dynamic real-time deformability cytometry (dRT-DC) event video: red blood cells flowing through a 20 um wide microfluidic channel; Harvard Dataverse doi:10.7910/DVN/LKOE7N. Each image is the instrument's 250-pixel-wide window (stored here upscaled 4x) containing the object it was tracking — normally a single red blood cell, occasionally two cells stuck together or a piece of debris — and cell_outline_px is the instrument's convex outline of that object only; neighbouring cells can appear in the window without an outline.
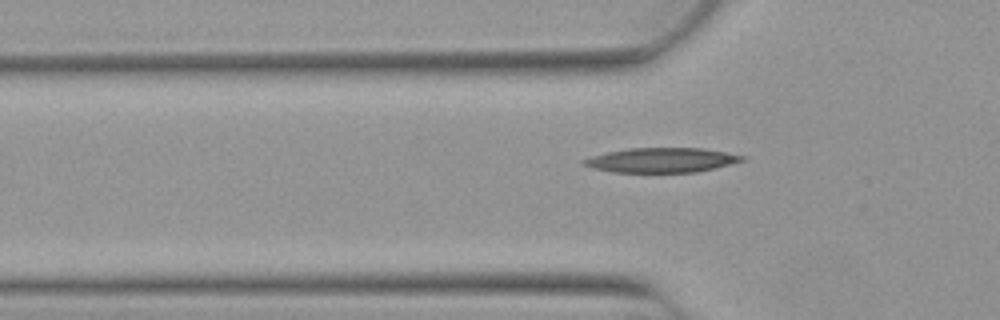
{"species": "Egyptian fruit bat (a non-hibernating species)", "species_latin": "Rousettus aegyptiacus", "temperature_condition": "warm", "stored_images_in_passage": 36, "camera_frame_rate_fps": 3000, "um_per_image_px": 0.085, "animal": {"sex": "female"}, "frame": {"image": 1, "passage_image": 3, "time_ms": 0.667, "image_size_px": [1000, 320], "cell_outline_px": [[748, 156], [744, 160], [696, 172], [612, 172], [592, 168], [580, 164], [580, 160], [592, 156], [608, 152], [628, 148], [704, 148]], "centroid_in_image_um": [56.19, 13.6], "position_along_channel_um": 69.6, "area_um2": 22.72}}
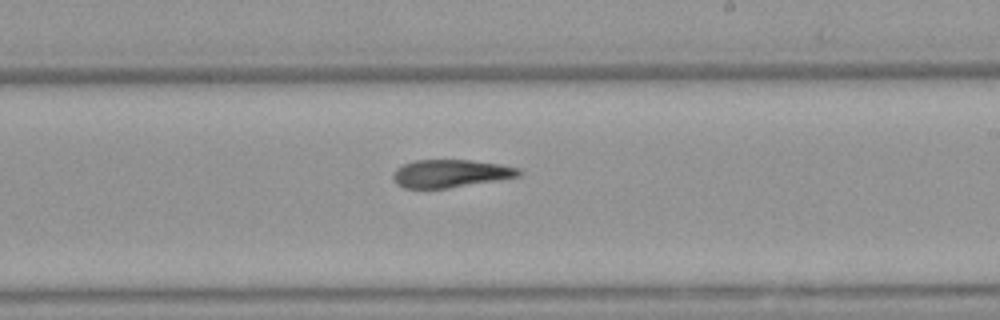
{"frame": {"image": 2, "passage_image": 17, "time_ms": 5.333, "image_size_px": [1000, 320], "cell_outline_px": [[520, 176], [448, 188], [404, 188], [396, 184], [392, 176], [396, 168], [404, 164], [416, 160], [472, 160], [500, 164], [520, 168]], "centroid_in_image_um": [38.27, 14.74], "position_along_channel_um": 250.7, "area_um2": 20.29}}
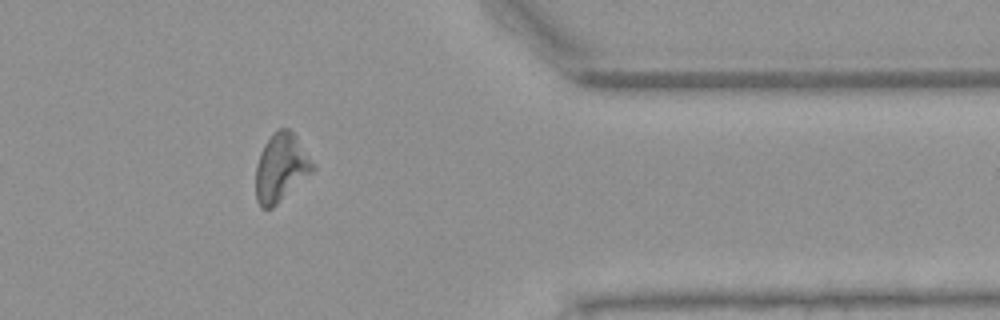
{"frame": {"image": 3, "passage_image": 29, "time_ms": 9.333, "image_size_px": [1000, 320], "cell_outline_px": [[316, 168], [312, 172], [272, 208], [260, 208], [256, 200], [256, 164], [260, 152], [264, 144], [272, 132], [280, 128], [288, 128], [296, 136], [316, 164]], "centroid_in_image_um": [23.88, 14.23], "position_along_channel_um": 387.5, "area_um2": 22.72}, "authors_computed_cell_mechanics": {"area_um2": 22.253, "velocity_mm_per_s": 3.881, "shape_relaxation_time_tau1_ms": null, "shape_relaxation_time_tau2_ms": 7.5332, "deformation_change_tau1": null, "deformation_change_tau2": 0.2154}}